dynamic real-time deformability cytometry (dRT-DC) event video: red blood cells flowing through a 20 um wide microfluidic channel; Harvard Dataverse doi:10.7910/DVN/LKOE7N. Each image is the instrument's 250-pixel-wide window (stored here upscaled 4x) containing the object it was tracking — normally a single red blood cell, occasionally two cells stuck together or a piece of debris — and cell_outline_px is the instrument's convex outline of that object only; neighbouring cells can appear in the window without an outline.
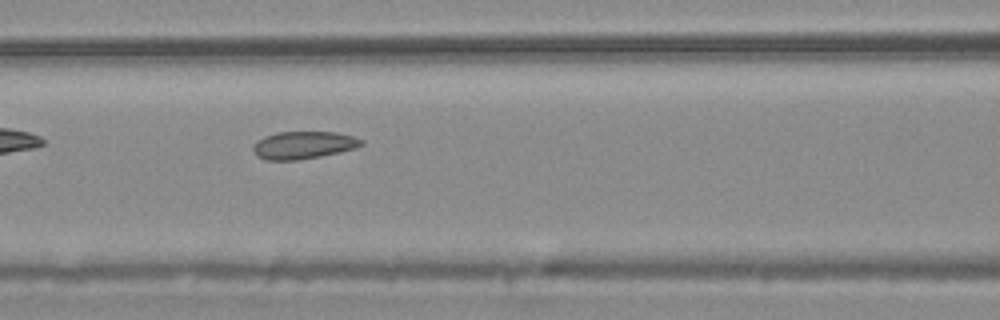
{"species": "common noctule bat (a hibernating species)", "species_latin": "Nyctalus noctula", "temperature_condition": "warm", "stored_images_in_passage": 37, "camera_frame_rate_fps": 3000, "um_per_image_px": 0.085, "animal": {"sex": "male", "body_mass_g": 20.4}, "frame": {"image": 1, "passage_image": 6, "time_ms": 1.667, "image_size_px": [1000, 320], "cell_outline_px": [[364, 144], [356, 148], [340, 152], [320, 156], [296, 160], [264, 160], [256, 156], [252, 148], [264, 136], [276, 132], [336, 132], [352, 136], [364, 140]], "centroid_in_image_um": [25.81, 12.33], "position_along_channel_um": 140.8, "area_um2": 17.34}}